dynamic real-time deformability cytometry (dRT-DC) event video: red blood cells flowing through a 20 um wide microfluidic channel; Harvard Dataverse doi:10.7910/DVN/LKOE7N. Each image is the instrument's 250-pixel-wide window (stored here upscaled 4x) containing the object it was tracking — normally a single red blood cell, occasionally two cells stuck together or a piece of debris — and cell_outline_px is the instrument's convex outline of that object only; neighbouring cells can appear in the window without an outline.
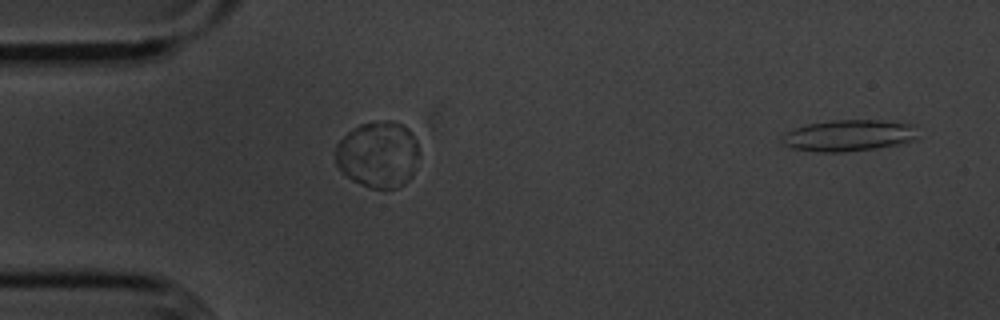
{"species": "common noctule bat (a hibernating species)", "species_latin": "Nyctalus noctula", "temperature_condition": "cold", "stored_images_in_passage": 40, "segment_of_instrument_passage": [1, 2], "camera_frame_rate_fps": 3000, "um_per_image_px": 0.085, "animal": {"sex": "male", "body_mass_g": 20.1, "forearm_length_mm": 53.5}, "frame": {"image": 1, "passage_image": 2, "time_ms": 0.333, "image_size_px": [1000, 320], "cell_outline_px": [[916, 140], [900, 144], [876, 148], [844, 152], [816, 152], [792, 148], [784, 144], [780, 136], [784, 132], [808, 124], [832, 120], [880, 120], [912, 124], [916, 136]], "centroid_in_image_um": [72.11, 11.52], "position_along_channel_um": 12.9, "area_um2": 24.85}}
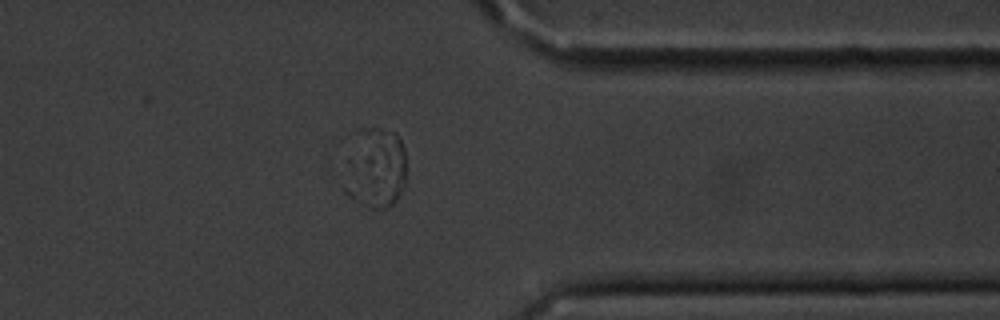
{"frame": {"image": 2, "passage_image": 31, "time_ms": 10.0, "image_size_px": [1000, 320], "cell_outline_px": [[404, 184], [396, 200], [392, 204], [384, 208], [368, 208], [360, 204], [344, 192], [344, 188], [352, 132], [356, 128], [380, 128], [396, 132], [400, 136], [404, 148]], "centroid_in_image_um": [31.88, 14.23], "position_along_channel_um": 379.5, "area_um2": 29.48}}